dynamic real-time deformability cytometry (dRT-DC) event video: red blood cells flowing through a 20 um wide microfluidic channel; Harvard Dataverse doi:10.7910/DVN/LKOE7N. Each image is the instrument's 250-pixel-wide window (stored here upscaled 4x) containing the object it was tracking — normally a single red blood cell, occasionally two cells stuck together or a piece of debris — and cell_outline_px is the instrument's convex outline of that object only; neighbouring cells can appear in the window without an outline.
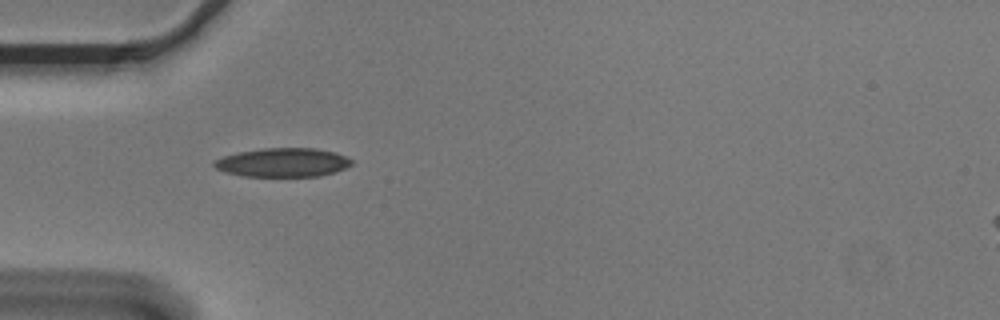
{"species": "Egyptian fruit bat (a non-hibernating species)", "species_latin": "Rousettus aegyptiacus", "temperature_condition": "cold", "stored_images_in_passage": 39, "camera_frame_rate_fps": 3000, "um_per_image_px": 0.085, "animal": {"sex": "male"}, "frame": {"image": 1, "passage_image": 1, "time_ms": 0.0, "image_size_px": [1000, 320], "cell_outline_px": [[352, 164], [336, 172], [320, 176], [244, 176], [224, 172], [216, 168], [212, 164], [212, 160], [224, 156], [240, 152], [264, 148], [316, 148], [336, 152], [352, 160]], "centroid_in_image_um": [24.03, 13.81], "position_along_channel_um": 61.0, "area_um2": 23.12}}
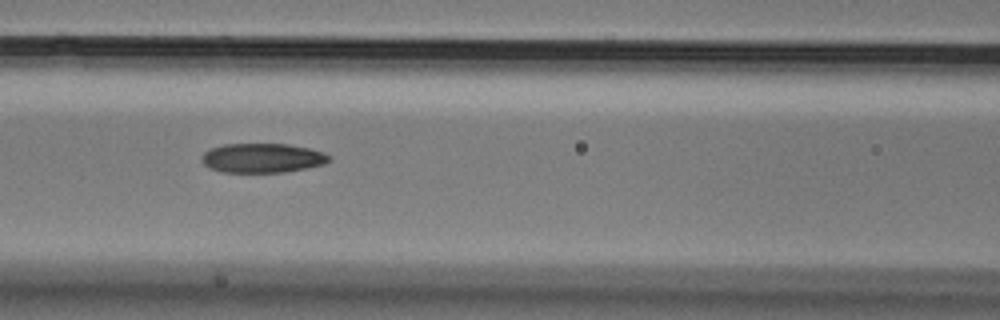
{"frame": {"image": 2, "passage_image": 8, "time_ms": 2.333, "image_size_px": [1000, 320], "cell_outline_px": [[332, 160], [324, 164], [284, 172], [224, 172], [208, 168], [200, 160], [200, 156], [208, 148], [224, 144], [288, 144], [308, 148], [324, 152], [332, 156]], "centroid_in_image_um": [22.27, 13.42], "position_along_channel_um": 144.3, "area_um2": 22.02}}
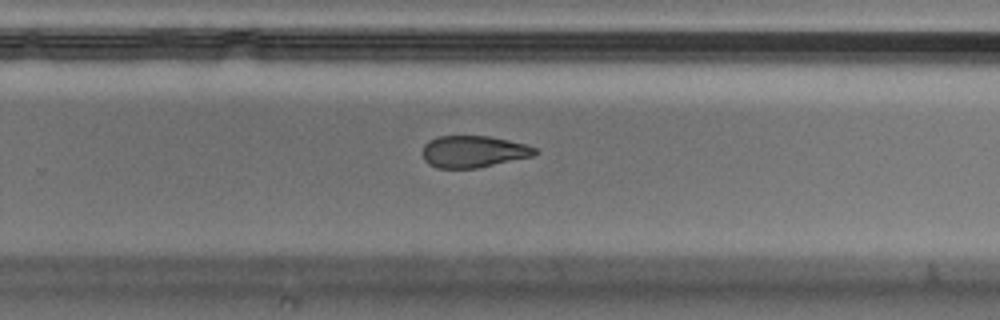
{"frame": {"image": 3, "passage_image": 20, "time_ms": 6.333, "image_size_px": [1000, 320], "cell_outline_px": [[540, 152], [532, 156], [476, 168], [436, 168], [428, 164], [424, 160], [424, 144], [428, 140], [436, 136], [488, 136], [508, 140], [524, 144], [536, 148]], "centroid_in_image_um": [40.22, 12.88], "position_along_channel_um": 289.6, "area_um2": 20.75}, "authors_computed_cell_mechanics": {"area_um2": 22.7154, "velocity_mm_per_s": 3.6446, "shape_relaxation_time_tau1_ms": null, "shape_relaxation_time_tau2_ms": 5.0404, "deformation_change_tau1": null, "deformation_change_tau2": 0.1329}}